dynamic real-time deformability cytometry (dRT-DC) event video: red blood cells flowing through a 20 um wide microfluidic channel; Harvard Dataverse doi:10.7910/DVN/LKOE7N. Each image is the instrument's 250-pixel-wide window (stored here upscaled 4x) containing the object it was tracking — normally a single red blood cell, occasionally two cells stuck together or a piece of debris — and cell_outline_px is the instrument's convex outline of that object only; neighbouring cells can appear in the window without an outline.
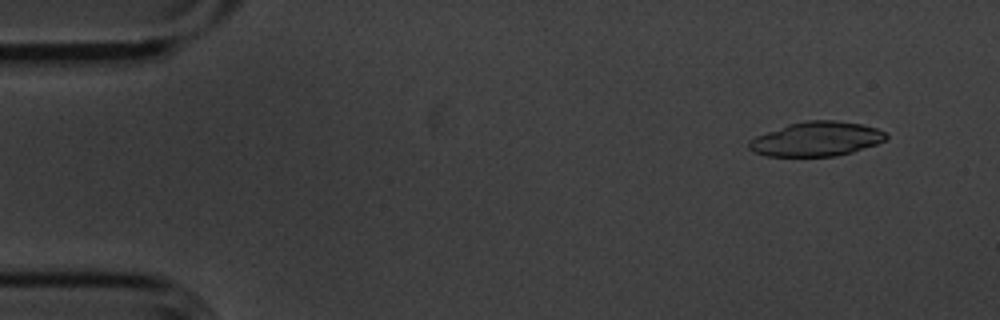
{"species": "common noctule bat (a hibernating species)", "species_latin": "Nyctalus noctula", "temperature_condition": "cold", "stored_images_in_passage": 53, "camera_frame_rate_fps": 3000, "um_per_image_px": 0.085, "animal": {"sex": "male", "body_mass_g": 20.1, "forearm_length_mm": 53.5}, "frame": {"image": 1, "passage_image": 3, "time_ms": 0.667, "image_size_px": [1000, 320], "cell_outline_px": [[888, 136], [884, 140], [876, 144], [852, 152], [836, 156], [764, 156], [748, 148], [748, 140], [756, 136], [788, 124], [804, 120], [836, 120], [860, 124], [876, 128], [884, 132]], "centroid_in_image_um": [69.37, 11.81], "position_along_channel_um": 15.6, "area_um2": 27.4}}